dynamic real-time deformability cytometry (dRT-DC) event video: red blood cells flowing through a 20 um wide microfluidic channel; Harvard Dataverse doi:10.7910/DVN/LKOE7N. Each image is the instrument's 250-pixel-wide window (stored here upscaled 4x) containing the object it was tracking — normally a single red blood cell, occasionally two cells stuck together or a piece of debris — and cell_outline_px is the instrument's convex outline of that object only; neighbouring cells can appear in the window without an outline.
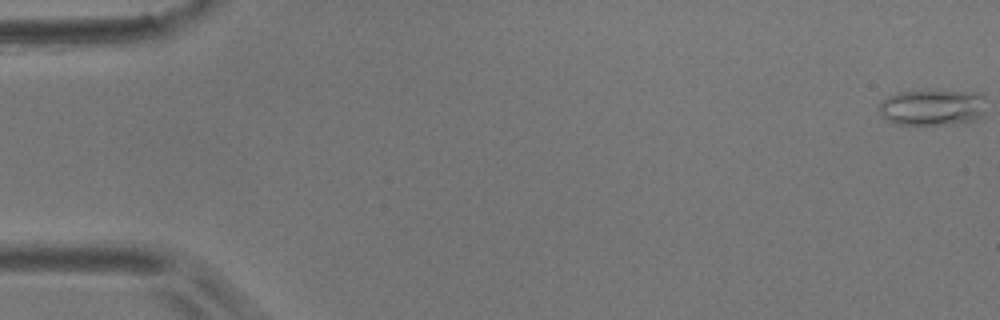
{"species": "common noctule bat (a hibernating species)", "species_latin": "Nyctalus noctula", "temperature_condition": "room temperature", "stored_images_in_passage": 15, "camera_frame_rate_fps": 3000, "um_per_image_px": 0.085, "animal": {"sex": "male", "body_mass_g": 17.9}, "frame": {"image": 1, "passage_image": 1, "time_ms": 0.0, "image_size_px": [1000, 320], "cell_outline_px": [[984, 116], [976, 120], [948, 124], [896, 124], [888, 120], [880, 112], [880, 100], [888, 96], [900, 92], [984, 92]], "centroid_in_image_um": [79.3, 9.14], "position_along_channel_um": 5.7, "area_um2": 22.2}}